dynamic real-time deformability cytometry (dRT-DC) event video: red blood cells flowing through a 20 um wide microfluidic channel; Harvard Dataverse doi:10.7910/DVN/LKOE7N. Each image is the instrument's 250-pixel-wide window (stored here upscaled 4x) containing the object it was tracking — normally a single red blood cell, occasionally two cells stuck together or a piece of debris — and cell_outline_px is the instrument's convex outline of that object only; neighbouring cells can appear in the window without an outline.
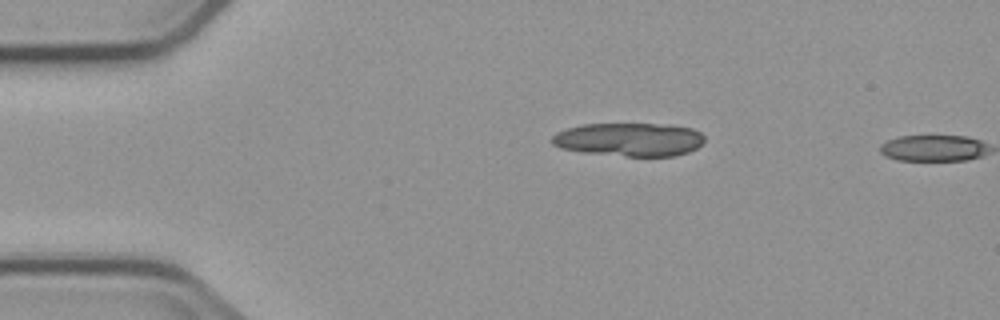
{"species": "common noctule bat (a hibernating species)", "species_latin": "Nyctalus noctula", "temperature_condition": "cold", "stored_images_in_passage": 2, "camera_frame_rate_fps": 3000, "um_per_image_px": 0.085, "animal": {"sex": "male", "body_mass_g": 23.1, "forearm_length_mm": 52.7}, "frame": {"image": 1, "passage_image": 1, "time_ms": 0.0, "image_size_px": [1000, 320], "cell_outline_px": [[704, 140], [696, 148], [688, 152], [676, 156], [624, 156], [584, 152], [560, 148], [552, 144], [552, 136], [556, 132], [580, 124], [668, 124], [692, 128], [700, 132], [704, 136]], "centroid_in_image_um": [53.49, 11.85], "position_along_channel_um": 31.5, "area_um2": 29.77}}